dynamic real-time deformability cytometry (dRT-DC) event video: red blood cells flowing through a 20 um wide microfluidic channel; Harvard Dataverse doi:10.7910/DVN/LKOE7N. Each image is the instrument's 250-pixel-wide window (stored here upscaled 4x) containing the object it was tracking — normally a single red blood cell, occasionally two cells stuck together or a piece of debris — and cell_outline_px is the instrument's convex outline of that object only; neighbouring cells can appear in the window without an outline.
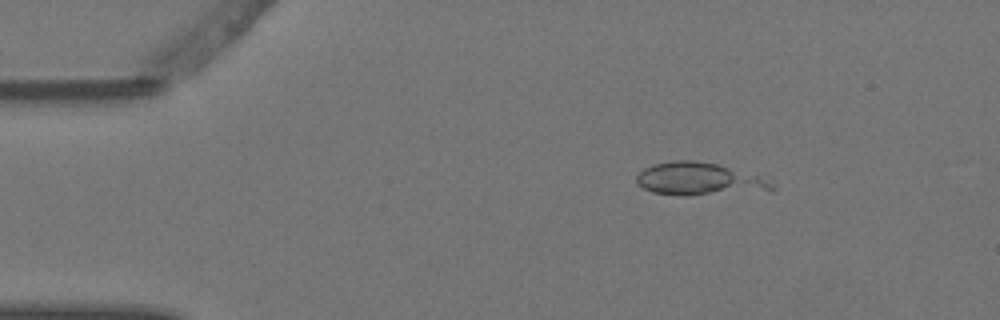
{"species": "Egyptian fruit bat (a non-hibernating species)", "species_latin": "Rousettus aegyptiacus", "temperature_condition": "warm", "stored_images_in_passage": 5, "camera_frame_rate_fps": 3000, "um_per_image_px": 0.085, "animal": {"sex": "female"}, "frame": {"image": 1, "passage_image": 2, "time_ms": 0.333, "image_size_px": [1000, 320], "cell_outline_px": [[776, 188], [772, 192], [692, 196], [684, 196], [652, 192], [636, 184], [636, 176], [644, 168], [656, 164], [672, 160], [696, 160], [716, 164], [772, 176], [776, 184]], "centroid_in_image_um": [59.67, 15.25], "position_along_channel_um": 25.3, "area_um2": 27.34}}